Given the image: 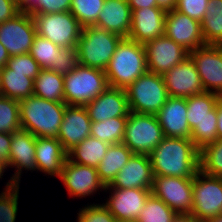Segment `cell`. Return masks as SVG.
<instances>
[{"label": "cell", "instance_id": "obj_53", "mask_svg": "<svg viewBox=\"0 0 222 222\" xmlns=\"http://www.w3.org/2000/svg\"><path fill=\"white\" fill-rule=\"evenodd\" d=\"M208 222H222V214L210 219Z\"/></svg>", "mask_w": 222, "mask_h": 222}, {"label": "cell", "instance_id": "obj_52", "mask_svg": "<svg viewBox=\"0 0 222 222\" xmlns=\"http://www.w3.org/2000/svg\"><path fill=\"white\" fill-rule=\"evenodd\" d=\"M8 167V164L0 160V178L3 176L4 169Z\"/></svg>", "mask_w": 222, "mask_h": 222}, {"label": "cell", "instance_id": "obj_5", "mask_svg": "<svg viewBox=\"0 0 222 222\" xmlns=\"http://www.w3.org/2000/svg\"><path fill=\"white\" fill-rule=\"evenodd\" d=\"M123 38L96 26L82 28L77 42L79 64L105 70Z\"/></svg>", "mask_w": 222, "mask_h": 222}, {"label": "cell", "instance_id": "obj_8", "mask_svg": "<svg viewBox=\"0 0 222 222\" xmlns=\"http://www.w3.org/2000/svg\"><path fill=\"white\" fill-rule=\"evenodd\" d=\"M163 138L162 127L159 125L156 115L129 113L122 143L133 154L149 155Z\"/></svg>", "mask_w": 222, "mask_h": 222}, {"label": "cell", "instance_id": "obj_36", "mask_svg": "<svg viewBox=\"0 0 222 222\" xmlns=\"http://www.w3.org/2000/svg\"><path fill=\"white\" fill-rule=\"evenodd\" d=\"M57 50H60L59 46L36 35L29 54L38 62L41 69L50 70L56 64Z\"/></svg>", "mask_w": 222, "mask_h": 222}, {"label": "cell", "instance_id": "obj_30", "mask_svg": "<svg viewBox=\"0 0 222 222\" xmlns=\"http://www.w3.org/2000/svg\"><path fill=\"white\" fill-rule=\"evenodd\" d=\"M33 95L49 101L64 102V76L41 69L33 83Z\"/></svg>", "mask_w": 222, "mask_h": 222}, {"label": "cell", "instance_id": "obj_39", "mask_svg": "<svg viewBox=\"0 0 222 222\" xmlns=\"http://www.w3.org/2000/svg\"><path fill=\"white\" fill-rule=\"evenodd\" d=\"M79 65L77 47H60L57 50L56 64L50 69L61 76H66L71 70Z\"/></svg>", "mask_w": 222, "mask_h": 222}, {"label": "cell", "instance_id": "obj_24", "mask_svg": "<svg viewBox=\"0 0 222 222\" xmlns=\"http://www.w3.org/2000/svg\"><path fill=\"white\" fill-rule=\"evenodd\" d=\"M36 137L29 131L19 129L11 134L10 155L8 167L16 166L12 178L19 185L22 168L37 170L35 160Z\"/></svg>", "mask_w": 222, "mask_h": 222}, {"label": "cell", "instance_id": "obj_26", "mask_svg": "<svg viewBox=\"0 0 222 222\" xmlns=\"http://www.w3.org/2000/svg\"><path fill=\"white\" fill-rule=\"evenodd\" d=\"M66 159L67 153L57 138L36 137L35 160L38 170L59 177Z\"/></svg>", "mask_w": 222, "mask_h": 222}, {"label": "cell", "instance_id": "obj_17", "mask_svg": "<svg viewBox=\"0 0 222 222\" xmlns=\"http://www.w3.org/2000/svg\"><path fill=\"white\" fill-rule=\"evenodd\" d=\"M70 196L85 197L95 191L105 189L100 181L97 168L76 164L68 158L65 160L60 176Z\"/></svg>", "mask_w": 222, "mask_h": 222}, {"label": "cell", "instance_id": "obj_47", "mask_svg": "<svg viewBox=\"0 0 222 222\" xmlns=\"http://www.w3.org/2000/svg\"><path fill=\"white\" fill-rule=\"evenodd\" d=\"M16 2L20 11L30 13L41 0H16Z\"/></svg>", "mask_w": 222, "mask_h": 222}, {"label": "cell", "instance_id": "obj_54", "mask_svg": "<svg viewBox=\"0 0 222 222\" xmlns=\"http://www.w3.org/2000/svg\"><path fill=\"white\" fill-rule=\"evenodd\" d=\"M116 222H139L138 219H121V220H116Z\"/></svg>", "mask_w": 222, "mask_h": 222}, {"label": "cell", "instance_id": "obj_43", "mask_svg": "<svg viewBox=\"0 0 222 222\" xmlns=\"http://www.w3.org/2000/svg\"><path fill=\"white\" fill-rule=\"evenodd\" d=\"M72 0H41L30 14L69 12Z\"/></svg>", "mask_w": 222, "mask_h": 222}, {"label": "cell", "instance_id": "obj_18", "mask_svg": "<svg viewBox=\"0 0 222 222\" xmlns=\"http://www.w3.org/2000/svg\"><path fill=\"white\" fill-rule=\"evenodd\" d=\"M153 180L154 175L149 155L132 154L112 183L105 187V190L110 187L111 189H152Z\"/></svg>", "mask_w": 222, "mask_h": 222}, {"label": "cell", "instance_id": "obj_31", "mask_svg": "<svg viewBox=\"0 0 222 222\" xmlns=\"http://www.w3.org/2000/svg\"><path fill=\"white\" fill-rule=\"evenodd\" d=\"M205 45L222 46V0H209L201 21Z\"/></svg>", "mask_w": 222, "mask_h": 222}, {"label": "cell", "instance_id": "obj_20", "mask_svg": "<svg viewBox=\"0 0 222 222\" xmlns=\"http://www.w3.org/2000/svg\"><path fill=\"white\" fill-rule=\"evenodd\" d=\"M166 12L161 7L142 8L132 11L128 39L144 45L163 36Z\"/></svg>", "mask_w": 222, "mask_h": 222}, {"label": "cell", "instance_id": "obj_51", "mask_svg": "<svg viewBox=\"0 0 222 222\" xmlns=\"http://www.w3.org/2000/svg\"><path fill=\"white\" fill-rule=\"evenodd\" d=\"M157 6L163 8L164 10H173L175 9L177 0H156Z\"/></svg>", "mask_w": 222, "mask_h": 222}, {"label": "cell", "instance_id": "obj_33", "mask_svg": "<svg viewBox=\"0 0 222 222\" xmlns=\"http://www.w3.org/2000/svg\"><path fill=\"white\" fill-rule=\"evenodd\" d=\"M200 171L204 174L222 177V139L206 145L199 154Z\"/></svg>", "mask_w": 222, "mask_h": 222}, {"label": "cell", "instance_id": "obj_15", "mask_svg": "<svg viewBox=\"0 0 222 222\" xmlns=\"http://www.w3.org/2000/svg\"><path fill=\"white\" fill-rule=\"evenodd\" d=\"M164 35L188 52L205 45L201 22L175 9L166 12Z\"/></svg>", "mask_w": 222, "mask_h": 222}, {"label": "cell", "instance_id": "obj_34", "mask_svg": "<svg viewBox=\"0 0 222 222\" xmlns=\"http://www.w3.org/2000/svg\"><path fill=\"white\" fill-rule=\"evenodd\" d=\"M177 214L152 193L138 217L139 222H173Z\"/></svg>", "mask_w": 222, "mask_h": 222}, {"label": "cell", "instance_id": "obj_46", "mask_svg": "<svg viewBox=\"0 0 222 222\" xmlns=\"http://www.w3.org/2000/svg\"><path fill=\"white\" fill-rule=\"evenodd\" d=\"M131 8V11L142 9L158 7L156 0H126Z\"/></svg>", "mask_w": 222, "mask_h": 222}, {"label": "cell", "instance_id": "obj_42", "mask_svg": "<svg viewBox=\"0 0 222 222\" xmlns=\"http://www.w3.org/2000/svg\"><path fill=\"white\" fill-rule=\"evenodd\" d=\"M209 0H177L175 10L202 21Z\"/></svg>", "mask_w": 222, "mask_h": 222}, {"label": "cell", "instance_id": "obj_6", "mask_svg": "<svg viewBox=\"0 0 222 222\" xmlns=\"http://www.w3.org/2000/svg\"><path fill=\"white\" fill-rule=\"evenodd\" d=\"M104 70L79 64L64 76L66 105L85 106L108 88Z\"/></svg>", "mask_w": 222, "mask_h": 222}, {"label": "cell", "instance_id": "obj_16", "mask_svg": "<svg viewBox=\"0 0 222 222\" xmlns=\"http://www.w3.org/2000/svg\"><path fill=\"white\" fill-rule=\"evenodd\" d=\"M162 76L169 97L188 98L205 92L200 75L190 57Z\"/></svg>", "mask_w": 222, "mask_h": 222}, {"label": "cell", "instance_id": "obj_28", "mask_svg": "<svg viewBox=\"0 0 222 222\" xmlns=\"http://www.w3.org/2000/svg\"><path fill=\"white\" fill-rule=\"evenodd\" d=\"M132 154V151L123 143L109 146L106 155L97 167L99 179L105 187L112 183Z\"/></svg>", "mask_w": 222, "mask_h": 222}, {"label": "cell", "instance_id": "obj_11", "mask_svg": "<svg viewBox=\"0 0 222 222\" xmlns=\"http://www.w3.org/2000/svg\"><path fill=\"white\" fill-rule=\"evenodd\" d=\"M151 193L177 215L190 214L193 206V178L154 176Z\"/></svg>", "mask_w": 222, "mask_h": 222}, {"label": "cell", "instance_id": "obj_38", "mask_svg": "<svg viewBox=\"0 0 222 222\" xmlns=\"http://www.w3.org/2000/svg\"><path fill=\"white\" fill-rule=\"evenodd\" d=\"M6 191L0 195V222H15L18 211L19 185L11 177Z\"/></svg>", "mask_w": 222, "mask_h": 222}, {"label": "cell", "instance_id": "obj_23", "mask_svg": "<svg viewBox=\"0 0 222 222\" xmlns=\"http://www.w3.org/2000/svg\"><path fill=\"white\" fill-rule=\"evenodd\" d=\"M113 194L109 201L103 204L109 212L116 218L121 219H138L145 206L146 200L151 194V189L113 188Z\"/></svg>", "mask_w": 222, "mask_h": 222}, {"label": "cell", "instance_id": "obj_45", "mask_svg": "<svg viewBox=\"0 0 222 222\" xmlns=\"http://www.w3.org/2000/svg\"><path fill=\"white\" fill-rule=\"evenodd\" d=\"M11 144V133L0 132V160L7 163L9 162Z\"/></svg>", "mask_w": 222, "mask_h": 222}, {"label": "cell", "instance_id": "obj_19", "mask_svg": "<svg viewBox=\"0 0 222 222\" xmlns=\"http://www.w3.org/2000/svg\"><path fill=\"white\" fill-rule=\"evenodd\" d=\"M91 119L84 106L66 105L57 139L66 153L90 137Z\"/></svg>", "mask_w": 222, "mask_h": 222}, {"label": "cell", "instance_id": "obj_48", "mask_svg": "<svg viewBox=\"0 0 222 222\" xmlns=\"http://www.w3.org/2000/svg\"><path fill=\"white\" fill-rule=\"evenodd\" d=\"M217 139H222V95L217 100Z\"/></svg>", "mask_w": 222, "mask_h": 222}, {"label": "cell", "instance_id": "obj_12", "mask_svg": "<svg viewBox=\"0 0 222 222\" xmlns=\"http://www.w3.org/2000/svg\"><path fill=\"white\" fill-rule=\"evenodd\" d=\"M36 35L34 19L27 12L20 11L12 19L0 24V42L10 57L29 53Z\"/></svg>", "mask_w": 222, "mask_h": 222}, {"label": "cell", "instance_id": "obj_7", "mask_svg": "<svg viewBox=\"0 0 222 222\" xmlns=\"http://www.w3.org/2000/svg\"><path fill=\"white\" fill-rule=\"evenodd\" d=\"M130 112L156 115L169 98L162 75L147 71L125 88Z\"/></svg>", "mask_w": 222, "mask_h": 222}, {"label": "cell", "instance_id": "obj_32", "mask_svg": "<svg viewBox=\"0 0 222 222\" xmlns=\"http://www.w3.org/2000/svg\"><path fill=\"white\" fill-rule=\"evenodd\" d=\"M127 118L113 117L101 122H92L90 136L109 144L122 143Z\"/></svg>", "mask_w": 222, "mask_h": 222}, {"label": "cell", "instance_id": "obj_44", "mask_svg": "<svg viewBox=\"0 0 222 222\" xmlns=\"http://www.w3.org/2000/svg\"><path fill=\"white\" fill-rule=\"evenodd\" d=\"M19 12L16 0H0V24L12 19Z\"/></svg>", "mask_w": 222, "mask_h": 222}, {"label": "cell", "instance_id": "obj_40", "mask_svg": "<svg viewBox=\"0 0 222 222\" xmlns=\"http://www.w3.org/2000/svg\"><path fill=\"white\" fill-rule=\"evenodd\" d=\"M6 66L14 72L26 73L33 80L41 71L40 65L29 53L11 56Z\"/></svg>", "mask_w": 222, "mask_h": 222}, {"label": "cell", "instance_id": "obj_21", "mask_svg": "<svg viewBox=\"0 0 222 222\" xmlns=\"http://www.w3.org/2000/svg\"><path fill=\"white\" fill-rule=\"evenodd\" d=\"M84 107L92 122H101L113 117H128L130 113L125 89L110 86Z\"/></svg>", "mask_w": 222, "mask_h": 222}, {"label": "cell", "instance_id": "obj_3", "mask_svg": "<svg viewBox=\"0 0 222 222\" xmlns=\"http://www.w3.org/2000/svg\"><path fill=\"white\" fill-rule=\"evenodd\" d=\"M148 71L144 45L123 38L104 70L110 87L127 88Z\"/></svg>", "mask_w": 222, "mask_h": 222}, {"label": "cell", "instance_id": "obj_37", "mask_svg": "<svg viewBox=\"0 0 222 222\" xmlns=\"http://www.w3.org/2000/svg\"><path fill=\"white\" fill-rule=\"evenodd\" d=\"M21 129L19 101L0 95V132L14 133Z\"/></svg>", "mask_w": 222, "mask_h": 222}, {"label": "cell", "instance_id": "obj_50", "mask_svg": "<svg viewBox=\"0 0 222 222\" xmlns=\"http://www.w3.org/2000/svg\"><path fill=\"white\" fill-rule=\"evenodd\" d=\"M9 58H10V55L8 51L6 50L4 45L0 42V70L6 66Z\"/></svg>", "mask_w": 222, "mask_h": 222}, {"label": "cell", "instance_id": "obj_22", "mask_svg": "<svg viewBox=\"0 0 222 222\" xmlns=\"http://www.w3.org/2000/svg\"><path fill=\"white\" fill-rule=\"evenodd\" d=\"M164 137L190 139L191 129L187 120V98L169 97L156 114Z\"/></svg>", "mask_w": 222, "mask_h": 222}, {"label": "cell", "instance_id": "obj_41", "mask_svg": "<svg viewBox=\"0 0 222 222\" xmlns=\"http://www.w3.org/2000/svg\"><path fill=\"white\" fill-rule=\"evenodd\" d=\"M78 222H116V218L102 205H89L81 209Z\"/></svg>", "mask_w": 222, "mask_h": 222}, {"label": "cell", "instance_id": "obj_27", "mask_svg": "<svg viewBox=\"0 0 222 222\" xmlns=\"http://www.w3.org/2000/svg\"><path fill=\"white\" fill-rule=\"evenodd\" d=\"M34 80L5 66L0 70V95L16 101L33 96Z\"/></svg>", "mask_w": 222, "mask_h": 222}, {"label": "cell", "instance_id": "obj_35", "mask_svg": "<svg viewBox=\"0 0 222 222\" xmlns=\"http://www.w3.org/2000/svg\"><path fill=\"white\" fill-rule=\"evenodd\" d=\"M105 0H72L70 12L81 26H95Z\"/></svg>", "mask_w": 222, "mask_h": 222}, {"label": "cell", "instance_id": "obj_2", "mask_svg": "<svg viewBox=\"0 0 222 222\" xmlns=\"http://www.w3.org/2000/svg\"><path fill=\"white\" fill-rule=\"evenodd\" d=\"M21 129L29 131L35 137L57 138L65 102L49 101L36 96H29L19 101Z\"/></svg>", "mask_w": 222, "mask_h": 222}, {"label": "cell", "instance_id": "obj_13", "mask_svg": "<svg viewBox=\"0 0 222 222\" xmlns=\"http://www.w3.org/2000/svg\"><path fill=\"white\" fill-rule=\"evenodd\" d=\"M189 57L196 66L205 92L222 95V46L203 45L189 52Z\"/></svg>", "mask_w": 222, "mask_h": 222}, {"label": "cell", "instance_id": "obj_25", "mask_svg": "<svg viewBox=\"0 0 222 222\" xmlns=\"http://www.w3.org/2000/svg\"><path fill=\"white\" fill-rule=\"evenodd\" d=\"M131 16L132 11L126 0H105L95 26L128 38Z\"/></svg>", "mask_w": 222, "mask_h": 222}, {"label": "cell", "instance_id": "obj_14", "mask_svg": "<svg viewBox=\"0 0 222 222\" xmlns=\"http://www.w3.org/2000/svg\"><path fill=\"white\" fill-rule=\"evenodd\" d=\"M147 69L163 75L189 57V52L171 38L163 35L144 44Z\"/></svg>", "mask_w": 222, "mask_h": 222}, {"label": "cell", "instance_id": "obj_9", "mask_svg": "<svg viewBox=\"0 0 222 222\" xmlns=\"http://www.w3.org/2000/svg\"><path fill=\"white\" fill-rule=\"evenodd\" d=\"M31 15L38 36L50 40L59 47L77 45L83 27L70 11Z\"/></svg>", "mask_w": 222, "mask_h": 222}, {"label": "cell", "instance_id": "obj_4", "mask_svg": "<svg viewBox=\"0 0 222 222\" xmlns=\"http://www.w3.org/2000/svg\"><path fill=\"white\" fill-rule=\"evenodd\" d=\"M219 95L204 92L187 98V120L190 139L200 151L217 140V100Z\"/></svg>", "mask_w": 222, "mask_h": 222}, {"label": "cell", "instance_id": "obj_1", "mask_svg": "<svg viewBox=\"0 0 222 222\" xmlns=\"http://www.w3.org/2000/svg\"><path fill=\"white\" fill-rule=\"evenodd\" d=\"M199 154L191 139L164 137L149 154L153 175L193 178L200 170Z\"/></svg>", "mask_w": 222, "mask_h": 222}, {"label": "cell", "instance_id": "obj_49", "mask_svg": "<svg viewBox=\"0 0 222 222\" xmlns=\"http://www.w3.org/2000/svg\"><path fill=\"white\" fill-rule=\"evenodd\" d=\"M173 222H204L192 214L177 215Z\"/></svg>", "mask_w": 222, "mask_h": 222}, {"label": "cell", "instance_id": "obj_29", "mask_svg": "<svg viewBox=\"0 0 222 222\" xmlns=\"http://www.w3.org/2000/svg\"><path fill=\"white\" fill-rule=\"evenodd\" d=\"M110 145L111 144L90 136L71 149L67 153V158L76 164L97 168L100 161L106 155Z\"/></svg>", "mask_w": 222, "mask_h": 222}, {"label": "cell", "instance_id": "obj_10", "mask_svg": "<svg viewBox=\"0 0 222 222\" xmlns=\"http://www.w3.org/2000/svg\"><path fill=\"white\" fill-rule=\"evenodd\" d=\"M203 177L204 179L200 178ZM193 206L190 214L208 222L222 214V177L204 174L200 170L193 177Z\"/></svg>", "mask_w": 222, "mask_h": 222}]
</instances>
